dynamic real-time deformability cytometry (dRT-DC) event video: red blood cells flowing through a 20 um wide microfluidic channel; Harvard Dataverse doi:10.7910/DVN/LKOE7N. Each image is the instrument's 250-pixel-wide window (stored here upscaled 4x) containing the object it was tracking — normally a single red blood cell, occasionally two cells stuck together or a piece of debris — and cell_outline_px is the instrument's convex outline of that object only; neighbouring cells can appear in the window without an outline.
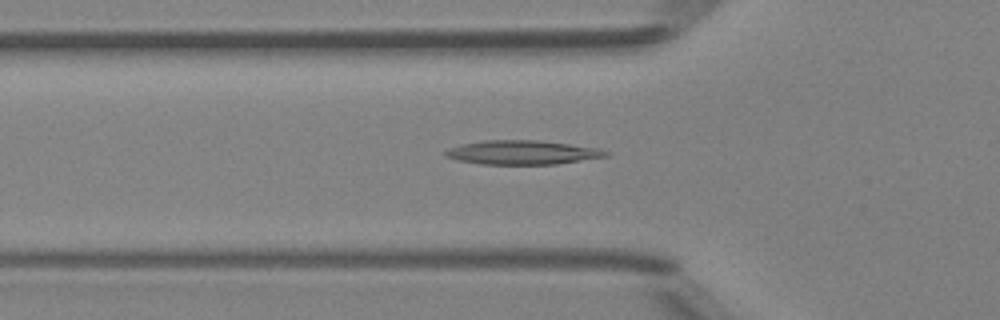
{"species": "Egyptian fruit bat (a non-hibernating species)", "species_latin": "Rousettus aegyptiacus", "temperature_condition": "room temperature", "stored_images_in_passage": 48, "camera_frame_rate_fps": 3000, "um_per_image_px": 0.085, "animal": {"sex": "female"}, "frame": {"image": 1, "passage_image": 16, "time_ms": 5.0, "image_size_px": [1000, 320], "cell_outline_px": [[612, 152], [608, 156], [556, 164], [480, 164], [456, 160], [444, 156], [444, 152], [448, 148], [460, 144], [484, 140], [536, 140], [600, 148]], "centroid_in_image_um": [44.38, 12.95], "position_along_channel_um": 81.4, "area_um2": 22.6}}
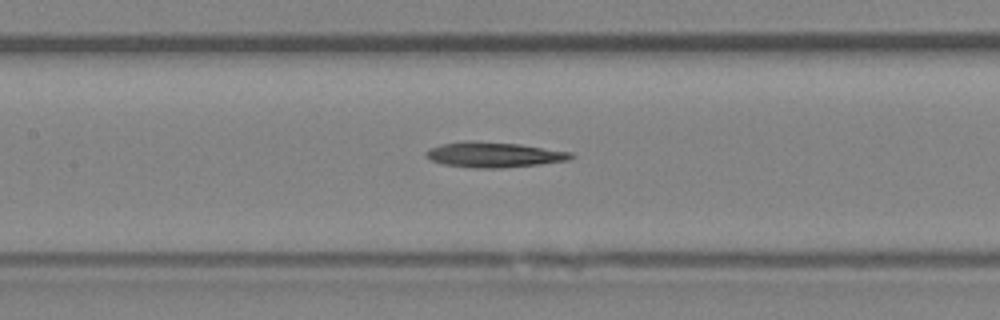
{"frame": {"image": 2, "passage_image": 22, "time_ms": 7.0, "image_size_px": [1000, 320], "cell_outline_px": [[576, 156], [568, 160], [540, 164], [504, 168], [472, 168], [444, 164], [432, 160], [424, 156], [424, 152], [440, 144], [464, 140], [472, 140], [520, 144], [572, 152]], "centroid_in_image_um": [41.98, 13.14], "position_along_channel_um": 165.4, "area_um2": 21.56}}
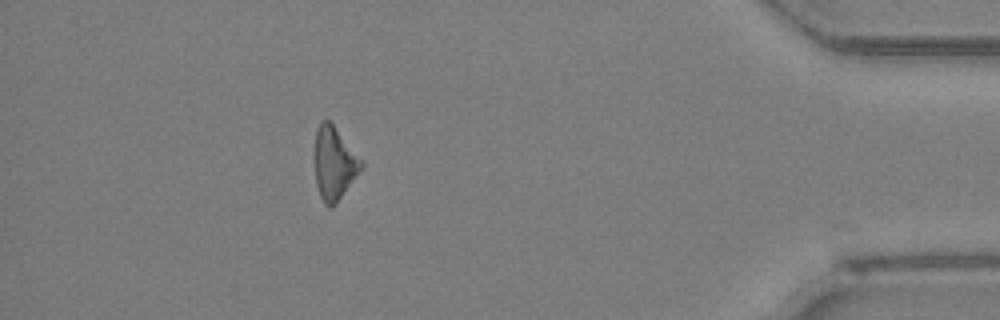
{"frame": {"image": 3, "passage_image": 43, "time_ms": 14.0, "image_size_px": [1000, 320], "cell_outline_px": [[364, 164], [336, 204], [332, 208], [328, 208], [324, 204], [320, 196], [316, 184], [312, 156], [312, 152], [316, 128], [320, 120], [328, 120], [332, 124], [364, 160]], "centroid_in_image_um": [28.35, 13.86], "position_along_channel_um": 406.9, "area_um2": 20.4}}